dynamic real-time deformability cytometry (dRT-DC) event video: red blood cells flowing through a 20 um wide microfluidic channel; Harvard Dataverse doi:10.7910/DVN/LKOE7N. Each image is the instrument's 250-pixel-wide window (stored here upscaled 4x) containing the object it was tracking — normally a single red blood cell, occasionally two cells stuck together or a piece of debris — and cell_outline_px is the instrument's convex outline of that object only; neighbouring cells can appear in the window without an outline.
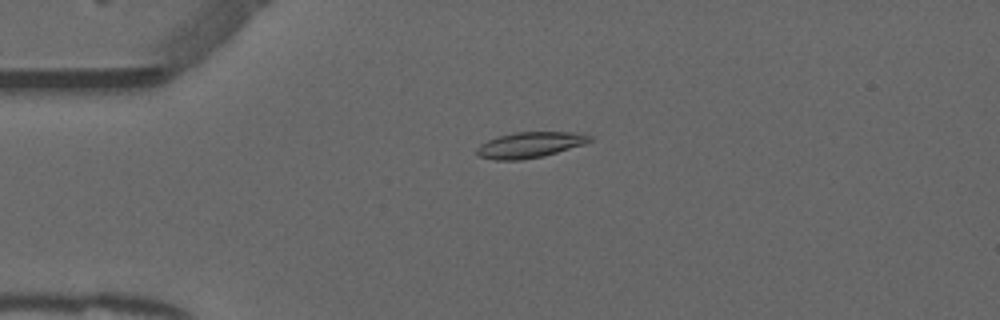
{"species": "common noctule bat (a hibernating species)", "species_latin": "Nyctalus noctula", "temperature_condition": "warm", "stored_images_in_passage": 53, "camera_frame_rate_fps": 3000, "um_per_image_px": 0.085, "animal": {"sex": "male", "forearm_length_mm": 52.5}, "frame": {"image": 1, "passage_image": 13, "time_ms": 4.0, "image_size_px": [1000, 320], "cell_outline_px": [[592, 140], [584, 144], [544, 156], [520, 160], [496, 160], [480, 156], [476, 152], [476, 148], [480, 144], [488, 140], [500, 136], [516, 132], [572, 132], [592, 136]], "centroid_in_image_um": [45.04, 12.32], "position_along_channel_um": 40.0, "area_um2": 16.76}}
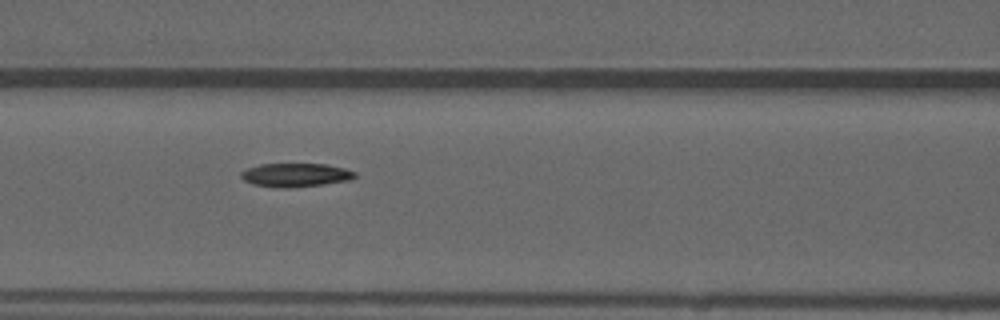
{"frame": {"image": 2, "passage_image": 23, "time_ms": 7.333, "image_size_px": [1000, 320], "cell_outline_px": [[356, 176], [352, 180], [324, 184], [292, 188], [280, 188], [252, 184], [244, 180], [240, 176], [240, 172], [248, 168], [260, 164], [324, 164], [344, 168], [356, 172]], "centroid_in_image_um": [25.13, 14.88], "position_along_channel_um": 141.5, "area_um2": 15.78}}
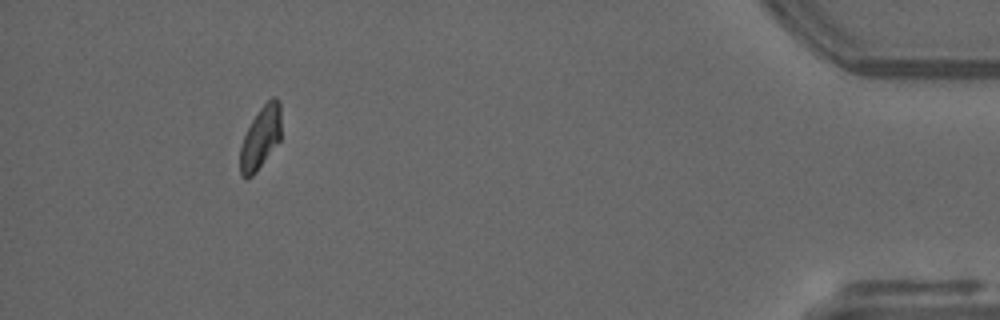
{"frame": {"image": 3, "passage_image": 49, "time_ms": 16.0, "image_size_px": [1000, 320], "cell_outline_px": [[280, 140], [256, 172], [252, 176], [240, 176], [240, 148], [244, 136], [252, 120], [260, 108], [272, 96], [276, 96], [280, 100]], "centroid_in_image_um": [22.16, 11.68], "position_along_channel_um": 413.0, "area_um2": 14.8}, "authors_computed_cell_mechanics": {"area_um2": 15.895, "velocity_mm_per_s": 3.8975, "shape_relaxation_time_tau1_ms": null, "shape_relaxation_time_tau2_ms": 8.193, "deformation_change_tau1": null, "deformation_change_tau2": 0.1215}}